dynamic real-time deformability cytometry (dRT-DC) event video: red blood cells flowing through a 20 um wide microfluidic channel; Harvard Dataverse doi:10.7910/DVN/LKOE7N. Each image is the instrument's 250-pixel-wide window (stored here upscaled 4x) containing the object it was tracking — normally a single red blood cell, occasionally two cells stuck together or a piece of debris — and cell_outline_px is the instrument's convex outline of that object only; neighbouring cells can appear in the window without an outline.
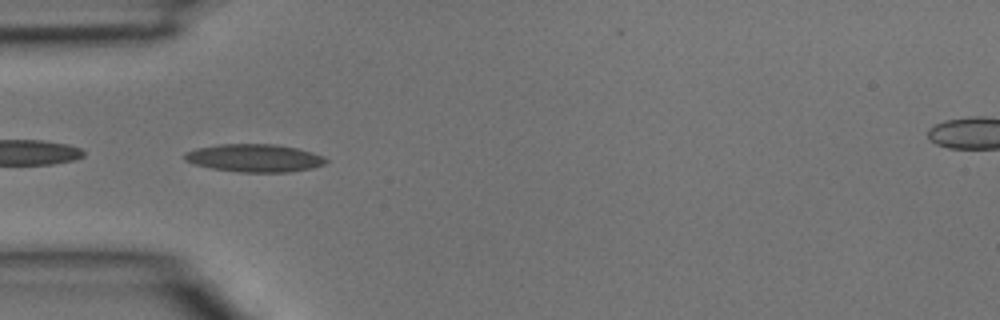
{"species": "common noctule bat (a hibernating species)", "species_latin": "Nyctalus noctula", "temperature_condition": "room temperature", "stored_images_in_passage": 6, "camera_frame_rate_fps": 3000, "um_per_image_px": 0.085, "animal": {"sex": "male", "body_mass_g": 15.6}, "frame": {"image": 1, "passage_image": 4, "time_ms": 1.0, "image_size_px": [1000, 320], "cell_outline_px": [[328, 160], [324, 164], [312, 168], [288, 172], [240, 172], [212, 168], [196, 164], [184, 160], [184, 152], [196, 148], [220, 144], [276, 144], [296, 148], [312, 152], [324, 156]], "centroid_in_image_um": [21.63, 13.43], "position_along_channel_um": 63.4, "area_um2": 22.89}}
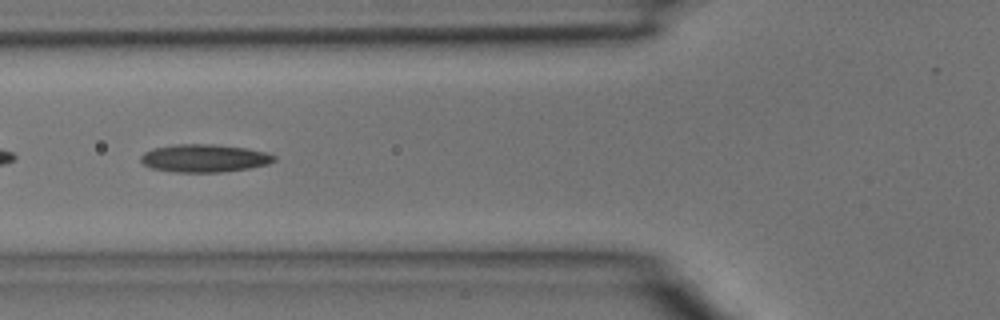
{"frame": {"image": 2, "passage_image": 5, "time_ms": 1.333, "image_size_px": [1000, 320], "cell_outline_px": [[276, 160], [268, 164], [248, 168], [220, 172], [176, 172], [152, 168], [144, 164], [140, 160], [140, 156], [144, 152], [152, 148], [172, 144], [212, 144], [244, 148], [264, 152], [276, 156]], "centroid_in_image_um": [17.33, 13.44], "position_along_channel_um": 108.5, "area_um2": 21.56}}
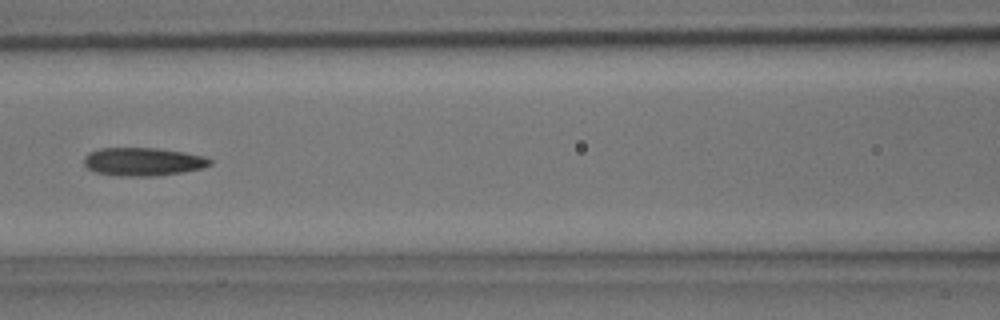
{"frame": {"image": 3, "passage_image": 6, "time_ms": 1.667, "image_size_px": [1000, 320], "cell_outline_px": [[212, 164], [204, 168], [180, 172], [152, 176], [120, 176], [96, 172], [88, 168], [84, 164], [84, 156], [88, 152], [100, 148], [156, 148], [184, 152], [204, 156], [212, 160]], "centroid_in_image_um": [12.15, 13.73], "position_along_channel_um": 154.4, "area_um2": 20.69}}